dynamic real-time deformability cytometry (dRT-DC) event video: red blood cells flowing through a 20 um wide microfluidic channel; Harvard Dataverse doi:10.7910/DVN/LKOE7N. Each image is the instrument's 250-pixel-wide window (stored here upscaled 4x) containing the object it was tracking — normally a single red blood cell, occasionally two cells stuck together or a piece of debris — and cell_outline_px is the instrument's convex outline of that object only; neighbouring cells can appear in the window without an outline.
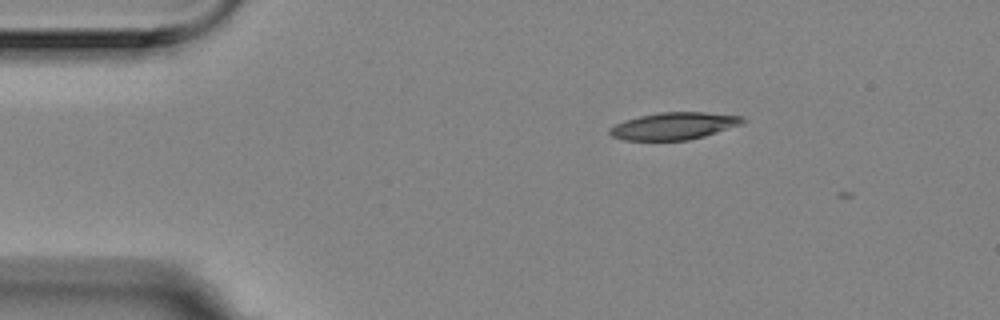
{"species": "Egyptian fruit bat (a non-hibernating species)", "species_latin": "Rousettus aegyptiacus", "temperature_condition": "room temperature", "stored_images_in_passage": 2, "camera_frame_rate_fps": 3000, "um_per_image_px": 0.085, "animal": {"sex": "female"}, "frame": {"image": 1, "passage_image": 1, "time_ms": 0.0, "image_size_px": [1000, 320], "cell_outline_px": [[748, 120], [744, 124], [704, 136], [688, 140], [624, 140], [612, 136], [608, 132], [608, 128], [624, 120], [640, 116], [660, 112], [704, 112], [744, 116]], "centroid_in_image_um": [57.33, 10.7], "position_along_channel_um": 27.7, "area_um2": 21.21}}